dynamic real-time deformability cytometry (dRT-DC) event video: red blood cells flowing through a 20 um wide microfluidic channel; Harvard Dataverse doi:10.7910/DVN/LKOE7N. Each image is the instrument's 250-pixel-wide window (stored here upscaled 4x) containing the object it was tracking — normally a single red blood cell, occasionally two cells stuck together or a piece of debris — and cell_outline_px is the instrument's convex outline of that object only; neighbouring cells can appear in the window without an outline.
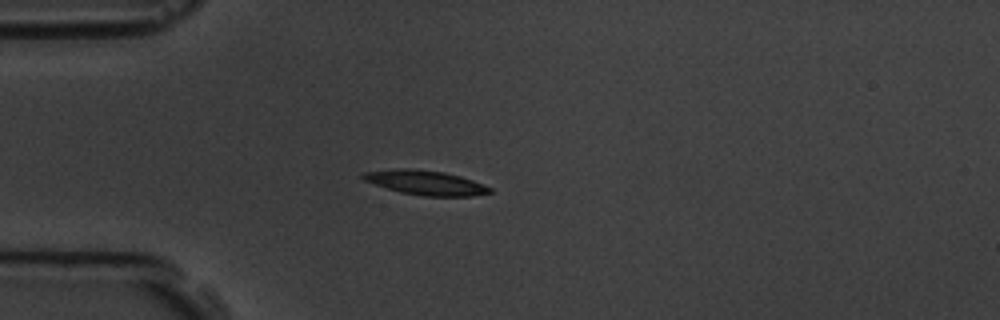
{"species": "common noctule bat (a hibernating species)", "species_latin": "Nyctalus noctula", "temperature_condition": "room temperature", "stored_images_in_passage": 8, "camera_frame_rate_fps": 3000, "um_per_image_px": 0.085, "animal": {"sex": "male", "body_mass_g": 19.5, "forearm_length_mm": 54.6}, "frame": {"image": 1, "passage_image": 3, "time_ms": 3.333, "image_size_px": [1000, 320], "cell_outline_px": [[492, 192], [472, 196], [424, 196], [400, 192], [364, 180], [360, 176], [364, 172], [396, 168], [408, 168], [444, 172], [460, 176], [472, 180], [492, 188]], "centroid_in_image_um": [36.18, 15.52], "position_along_channel_um": 48.8, "area_um2": 17.92}}
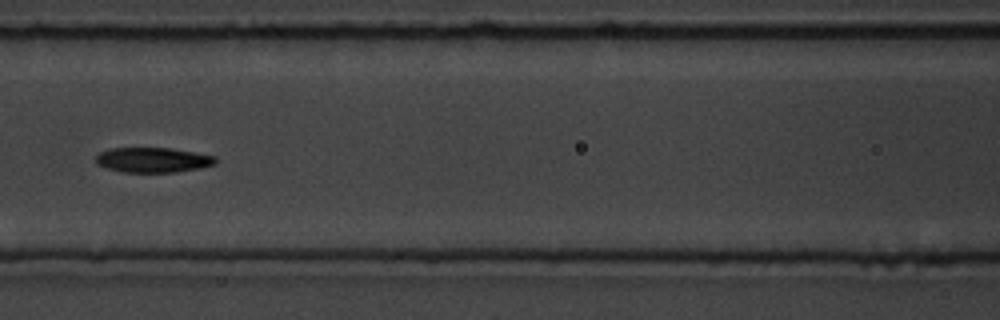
{"frame": {"image": 2, "passage_image": 6, "time_ms": 6.667, "image_size_px": [1000, 320], "cell_outline_px": [[216, 164], [200, 168], [176, 172], [124, 172], [104, 168], [96, 164], [96, 156], [100, 152], [112, 148], [172, 148], [216, 156]], "centroid_in_image_um": [12.99, 13.6], "position_along_channel_um": 153.6, "area_um2": 17.51}}
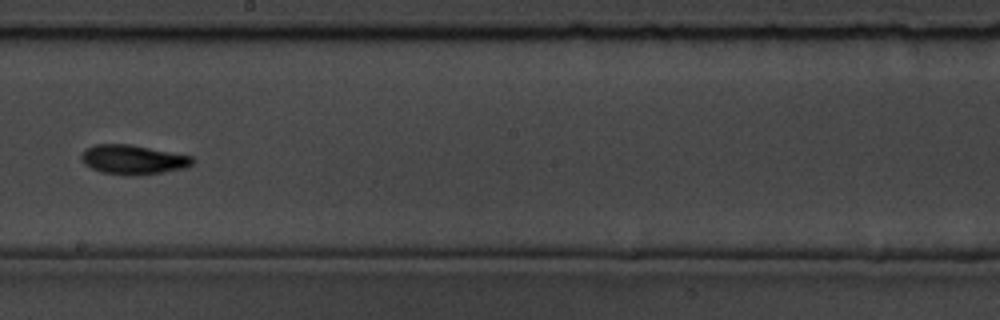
{"frame": {"image": 3, "passage_image": 8, "time_ms": 9.0, "image_size_px": [1000, 320], "cell_outline_px": [[192, 164], [184, 168], [164, 172], [128, 176], [124, 176], [100, 172], [84, 164], [80, 160], [80, 156], [88, 148], [96, 144], [128, 144], [192, 156]], "centroid_in_image_um": [11.27, 13.58], "position_along_channel_um": 236.9, "area_um2": 18.9}}